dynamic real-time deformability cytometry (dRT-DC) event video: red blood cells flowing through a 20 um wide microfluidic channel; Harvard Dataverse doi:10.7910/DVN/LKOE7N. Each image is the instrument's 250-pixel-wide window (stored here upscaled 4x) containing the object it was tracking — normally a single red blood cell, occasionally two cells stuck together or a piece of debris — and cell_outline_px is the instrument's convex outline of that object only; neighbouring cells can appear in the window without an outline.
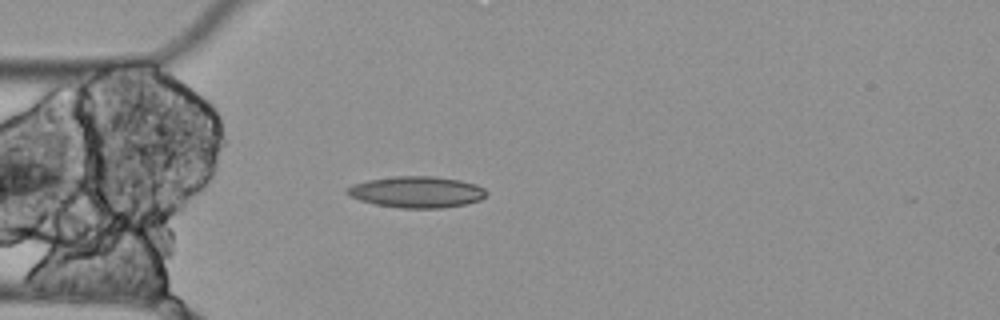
{"species": "Egyptian fruit bat (a non-hibernating species)", "species_latin": "Rousettus aegyptiacus", "temperature_condition": "cold", "stored_images_in_passage": 5, "camera_frame_rate_fps": 3000, "um_per_image_px": 0.085, "animal": {"sex": "female"}, "frame": {"image": 1, "passage_image": 5, "time_ms": 1.333, "image_size_px": [1000, 320], "cell_outline_px": [[488, 192], [480, 200], [464, 204], [444, 208], [400, 208], [376, 204], [360, 200], [348, 196], [344, 192], [352, 184], [368, 180], [392, 176], [432, 176], [460, 180], [476, 184], [484, 188]], "centroid_in_image_um": [35.4, 16.32], "position_along_channel_um": 49.6, "area_um2": 25.49}}